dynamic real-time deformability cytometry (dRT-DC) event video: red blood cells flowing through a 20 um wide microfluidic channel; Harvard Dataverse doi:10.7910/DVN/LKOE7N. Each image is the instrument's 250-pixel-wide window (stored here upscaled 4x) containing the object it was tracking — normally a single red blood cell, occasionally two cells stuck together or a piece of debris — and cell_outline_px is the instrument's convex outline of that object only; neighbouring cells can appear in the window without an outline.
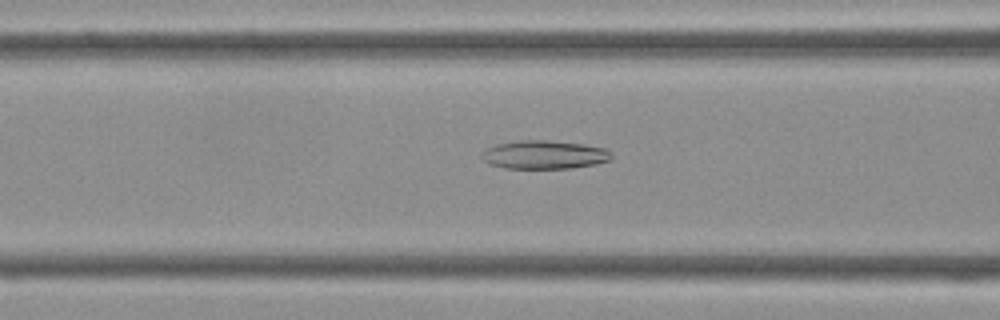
{"species": "Egyptian fruit bat (a non-hibernating species)", "species_latin": "Rousettus aegyptiacus", "temperature_condition": "cold", "stored_images_in_passage": 43, "camera_frame_rate_fps": 3000, "um_per_image_px": 0.085, "frame": {"image": 1, "passage_image": 17, "time_ms": 5.333, "image_size_px": [1000, 320], "cell_outline_px": [[612, 160], [596, 164], [572, 168], [504, 168], [488, 164], [480, 156], [488, 148], [496, 144], [520, 140], [548, 140], [584, 144], [604, 148], [612, 152]], "centroid_in_image_um": [46.29, 13.15], "position_along_channel_um": 120.3, "area_um2": 21.62}}
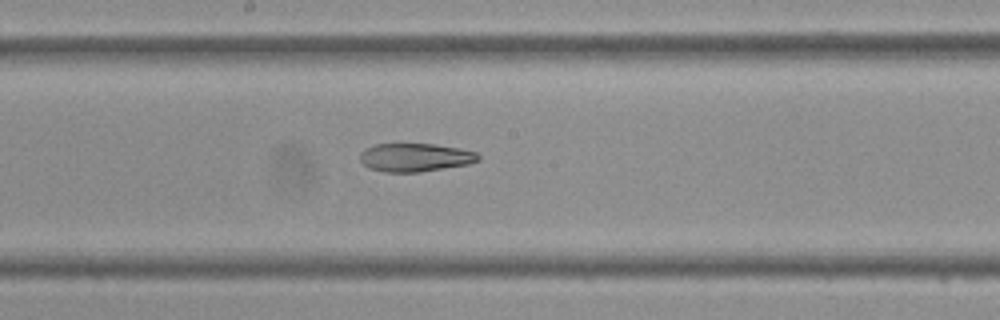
{"frame": {"image": 2, "passage_image": 23, "time_ms": 7.333, "image_size_px": [1000, 320], "cell_outline_px": [[480, 160], [468, 164], [420, 172], [384, 172], [368, 168], [360, 160], [360, 152], [364, 148], [376, 144], [436, 144], [460, 148], [476, 152], [480, 156]], "centroid_in_image_um": [35.28, 13.38], "position_along_channel_um": 212.9, "area_um2": 19.65}}
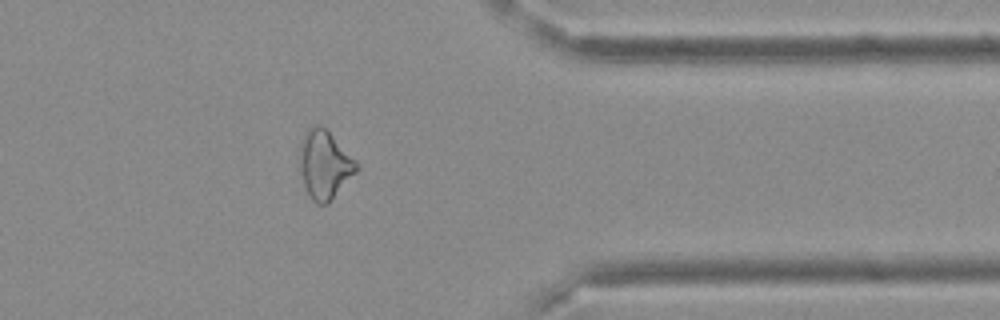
{"frame": {"image": 3, "passage_image": 35, "time_ms": 11.333, "image_size_px": [1000, 320], "cell_outline_px": [[360, 168], [328, 204], [316, 204], [312, 200], [304, 184], [296, 160], [300, 144], [304, 132], [308, 128], [316, 124], [320, 124], [360, 164]], "centroid_in_image_um": [27.56, 13.99], "position_along_channel_um": 383.8, "area_um2": 22.95}}